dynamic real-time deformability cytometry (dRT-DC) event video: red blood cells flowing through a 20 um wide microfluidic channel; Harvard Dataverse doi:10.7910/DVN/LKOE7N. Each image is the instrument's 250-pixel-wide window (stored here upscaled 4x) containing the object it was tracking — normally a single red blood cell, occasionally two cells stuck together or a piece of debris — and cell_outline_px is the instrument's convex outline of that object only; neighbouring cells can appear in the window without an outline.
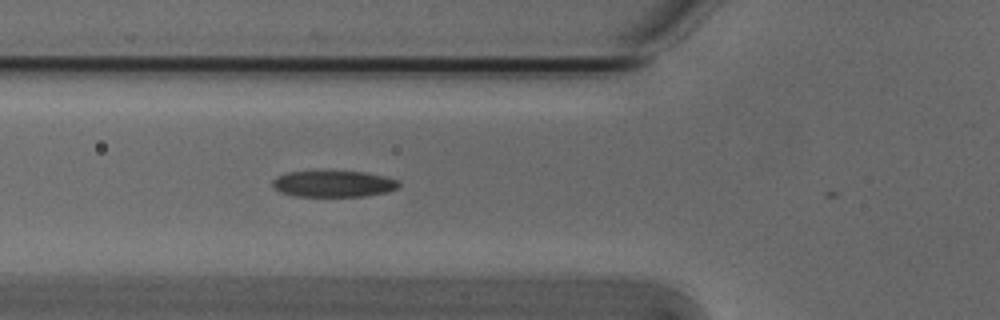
{"species": "Egyptian fruit bat (a non-hibernating species)", "species_latin": "Rousettus aegyptiacus", "temperature_condition": "cold", "stored_images_in_passage": 8, "camera_frame_rate_fps": 3000, "um_per_image_px": 0.085, "animal": {"sex": "male"}, "frame": {"image": 1, "passage_image": 5, "time_ms": 1.333, "image_size_px": [1000, 320], "cell_outline_px": [[400, 188], [388, 192], [364, 196], [296, 196], [280, 192], [272, 184], [272, 180], [276, 176], [288, 172], [324, 168], [364, 172], [384, 176], [396, 180], [400, 184]], "centroid_in_image_um": [28.33, 15.57], "position_along_channel_um": 97.5, "area_um2": 20.29}}